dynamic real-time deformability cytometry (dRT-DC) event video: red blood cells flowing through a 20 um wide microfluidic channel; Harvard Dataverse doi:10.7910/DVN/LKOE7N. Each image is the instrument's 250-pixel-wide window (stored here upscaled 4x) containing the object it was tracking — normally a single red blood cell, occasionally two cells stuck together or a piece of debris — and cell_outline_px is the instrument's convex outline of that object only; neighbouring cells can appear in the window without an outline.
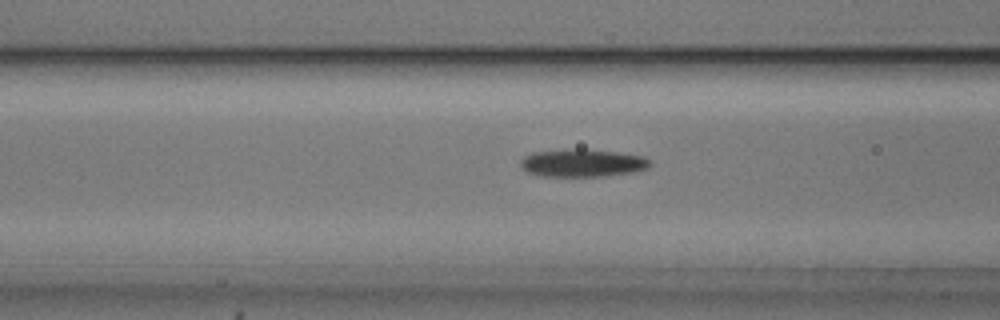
{"species": "common noctule bat (a hibernating species)", "species_latin": "Nyctalus noctula", "temperature_condition": "cold", "stored_images_in_passage": 53, "camera_frame_rate_fps": 3000, "um_per_image_px": 0.085, "animal": {"sex": "male", "body_mass_g": 20.5, "forearm_length_mm": 52.5}, "frame": {"image": 1, "passage_image": 20, "time_ms": 6.333, "image_size_px": [1000, 320], "cell_outline_px": [[652, 164], [648, 168], [632, 172], [604, 176], [540, 176], [528, 172], [520, 164], [520, 160], [524, 156], [532, 152], [576, 148], [580, 148], [616, 152], [644, 156]], "centroid_in_image_um": [49.5, 13.84], "position_along_channel_um": 117.1, "area_um2": 20.98}}
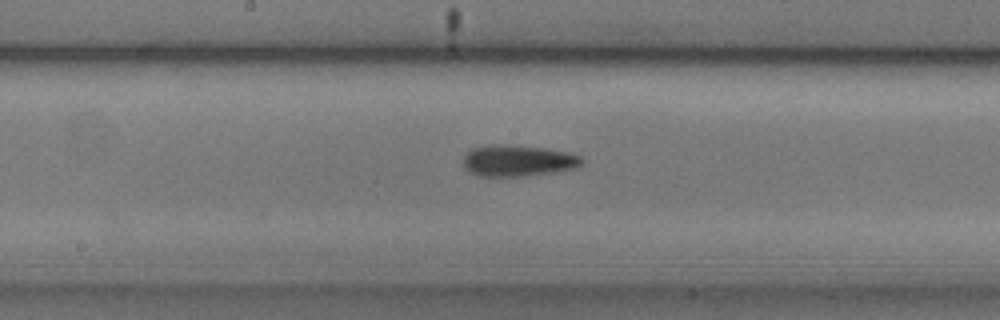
{"frame": {"image": 2, "passage_image": 27, "time_ms": 8.667, "image_size_px": [1000, 320], "cell_outline_px": [[584, 160], [580, 164], [572, 168], [552, 172], [520, 176], [480, 176], [464, 168], [464, 156], [472, 148], [500, 144], [544, 148], [572, 152], [580, 156]], "centroid_in_image_um": [44.03, 13.65], "position_along_channel_um": 204.2, "area_um2": 21.27}}
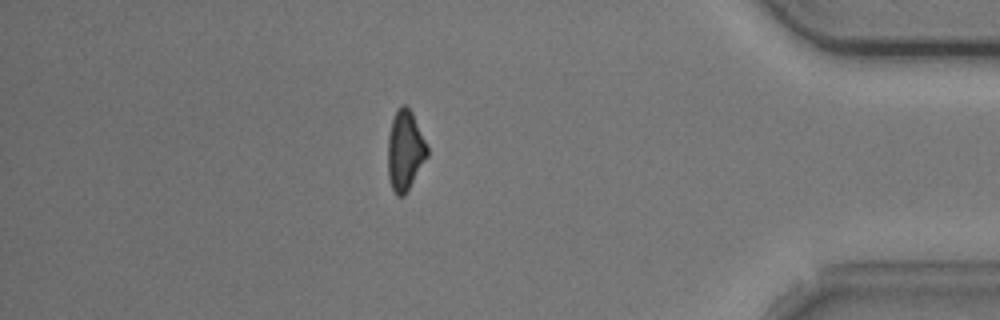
{"frame": {"image": 3, "passage_image": 46, "time_ms": 15.0, "image_size_px": [1000, 320], "cell_outline_px": [[428, 156], [404, 196], [396, 196], [392, 188], [388, 176], [388, 136], [392, 120], [400, 104], [404, 104], [412, 112], [428, 148]], "centroid_in_image_um": [34.42, 12.8], "position_along_channel_um": 400.8, "area_um2": 18.21}, "authors_computed_cell_mechanics": {"area_um2": 19.652, "velocity_mm_per_s": 3.7175, "shape_relaxation_time_tau1_ms": 3.4475, "shape_relaxation_time_tau2_ms": 9.9562, "deformation_change_tau1": 0.1389, "deformation_change_tau2": 0.2205}}